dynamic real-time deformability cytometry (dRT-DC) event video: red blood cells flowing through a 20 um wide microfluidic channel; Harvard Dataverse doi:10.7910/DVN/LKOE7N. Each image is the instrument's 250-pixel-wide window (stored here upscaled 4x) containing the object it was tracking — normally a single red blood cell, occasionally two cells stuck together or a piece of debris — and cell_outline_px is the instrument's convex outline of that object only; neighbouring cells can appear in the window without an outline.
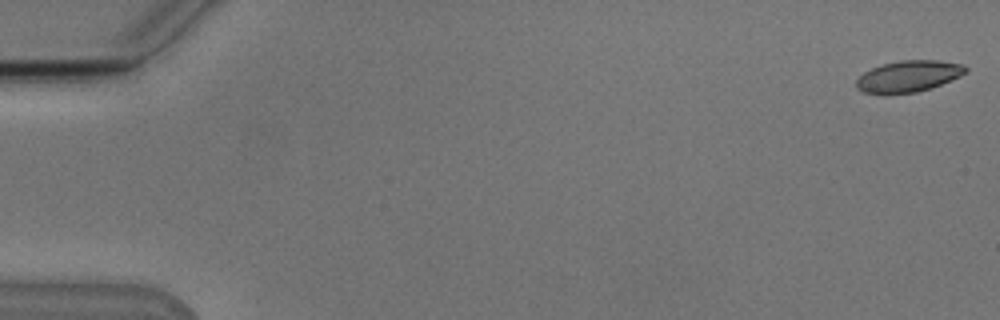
{"species": "Egyptian fruit bat (a non-hibernating species)", "species_latin": "Rousettus aegyptiacus", "temperature_condition": "cold", "stored_images_in_passage": 8, "camera_frame_rate_fps": 3000, "um_per_image_px": 0.085, "animal": {"sex": "male"}, "frame": {"image": 1, "passage_image": 1, "time_ms": 0.0, "image_size_px": [1000, 320], "cell_outline_px": [[968, 72], [960, 76], [932, 88], [916, 92], [884, 96], [864, 92], [856, 88], [856, 80], [864, 72], [872, 68], [884, 64], [900, 60], [936, 60], [964, 64], [968, 68]], "centroid_in_image_um": [77.21, 6.51], "position_along_channel_um": 7.8, "area_um2": 20.4}}